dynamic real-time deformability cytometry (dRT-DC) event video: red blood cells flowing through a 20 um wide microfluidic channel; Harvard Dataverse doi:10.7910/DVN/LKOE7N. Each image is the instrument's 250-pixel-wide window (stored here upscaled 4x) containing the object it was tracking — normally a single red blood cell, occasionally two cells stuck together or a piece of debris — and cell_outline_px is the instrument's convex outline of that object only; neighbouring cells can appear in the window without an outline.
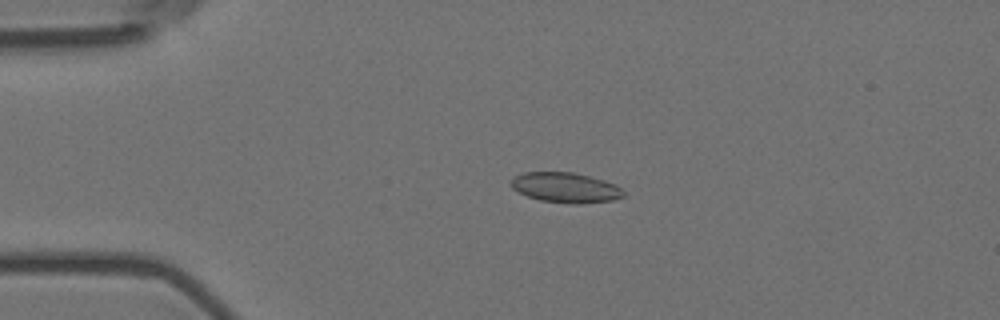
{"species": "Egyptian fruit bat (a non-hibernating species)", "species_latin": "Rousettus aegyptiacus", "temperature_condition": "room temperature", "stored_images_in_passage": 5, "camera_frame_rate_fps": 3000, "um_per_image_px": 0.085, "animal": {"sex": "female"}, "frame": {"image": 1, "passage_image": 4, "time_ms": 1.0, "image_size_px": [1000, 320], "cell_outline_px": [[624, 196], [612, 200], [580, 204], [568, 204], [540, 200], [528, 196], [512, 188], [508, 184], [516, 176], [524, 172], [572, 172], [604, 180], [616, 184], [624, 192]], "centroid_in_image_um": [48.07, 15.95], "position_along_channel_um": 36.9, "area_um2": 19.71}}